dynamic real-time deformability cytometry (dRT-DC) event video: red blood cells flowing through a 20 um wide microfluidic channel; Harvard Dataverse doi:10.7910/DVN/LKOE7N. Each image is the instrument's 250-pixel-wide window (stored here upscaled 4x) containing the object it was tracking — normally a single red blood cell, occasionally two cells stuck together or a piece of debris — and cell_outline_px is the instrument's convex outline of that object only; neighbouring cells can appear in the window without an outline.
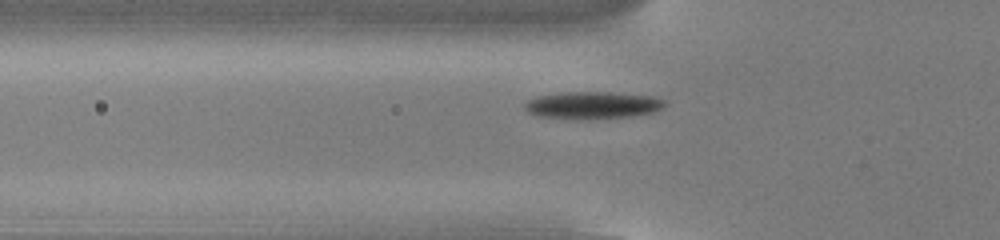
{"species": "common noctule bat (a hibernating species)", "species_latin": "Nyctalus noctula", "temperature_condition": "cold", "stored_images_in_passage": 48, "camera_frame_rate_fps": 3000, "um_per_image_px": 0.085, "animal": {"sex": "male", "body_mass_g": 13.0, "forearm_length_mm": 53.1}, "frame": {"image": 1, "passage_image": 13, "time_ms": 4.0, "image_size_px": [1000, 240], "cell_outline_px": [[668, 104], [664, 108], [652, 112], [632, 116], [536, 116], [528, 112], [524, 108], [524, 104], [528, 100], [536, 96], [560, 92], [612, 92], [652, 96], [664, 100]], "centroid_in_image_um": [50.4, 8.88], "position_along_channel_um": 75.4, "area_um2": 21.21}}
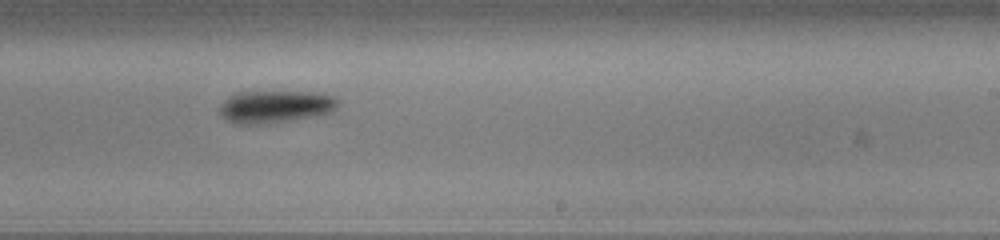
{"frame": {"image": 2, "passage_image": 28, "time_ms": 9.0, "image_size_px": [1000, 240], "cell_outline_px": [[340, 104], [332, 112], [268, 124], [232, 124], [220, 112], [220, 108], [224, 100], [228, 96], [236, 92], [312, 92], [332, 96], [340, 100]], "centroid_in_image_um": [23.4, 9.06], "position_along_channel_um": 265.6, "area_um2": 22.25}}
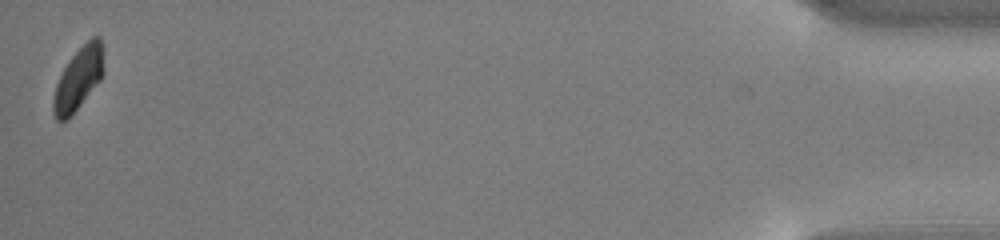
{"frame": {"image": 3, "passage_image": 48, "time_ms": 15.667, "image_size_px": [1000, 240], "cell_outline_px": [[104, 72], [100, 80], [76, 108], [64, 120], [56, 120], [52, 112], [52, 100], [56, 84], [68, 60], [92, 36], [100, 36], [104, 44]], "centroid_in_image_um": [6.69, 6.61], "position_along_channel_um": 428.5, "area_um2": 18.21}, "authors_computed_cell_mechanics": {"area_um2": 20.7213, "velocity_mm_per_s": 3.8041, "shape_relaxation_time_tau1_ms": 2.4953, "shape_relaxation_time_tau2_ms": null, "deformation_change_tau1": 0.1349, "deformation_change_tau2": null}}